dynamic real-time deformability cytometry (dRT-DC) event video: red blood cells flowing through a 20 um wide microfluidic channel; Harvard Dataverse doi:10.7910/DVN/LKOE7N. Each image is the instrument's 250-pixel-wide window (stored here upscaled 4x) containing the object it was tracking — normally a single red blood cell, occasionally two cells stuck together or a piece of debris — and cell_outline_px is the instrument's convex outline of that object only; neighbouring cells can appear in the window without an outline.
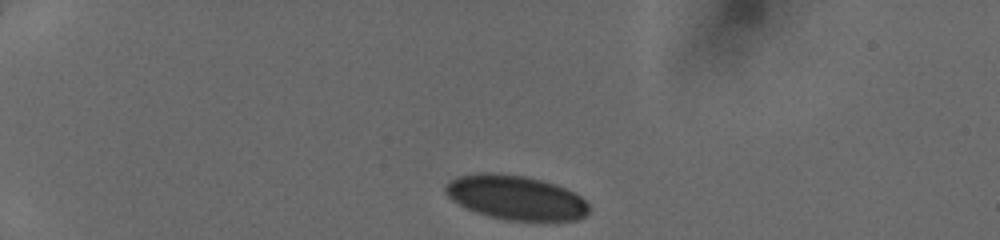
{"species": "human", "species_latin": "Homo sapiens", "temperature_condition": "cold", "stored_images_in_passage": 36, "camera_frame_rate_fps": 3000, "um_per_image_px": 0.085, "donor": {"sex": "female"}, "frame": {"image": 1, "passage_image": 1, "time_ms": 0.0, "image_size_px": [1000, 240], "cell_outline_px": [[588, 212], [580, 220], [508, 220], [488, 216], [476, 212], [452, 200], [444, 192], [444, 188], [448, 180], [460, 176], [484, 172], [492, 172], [524, 176], [556, 184], [580, 196], [588, 204]], "centroid_in_image_um": [43.82, 16.79], "position_along_channel_um": 41.2, "area_um2": 36.82}}
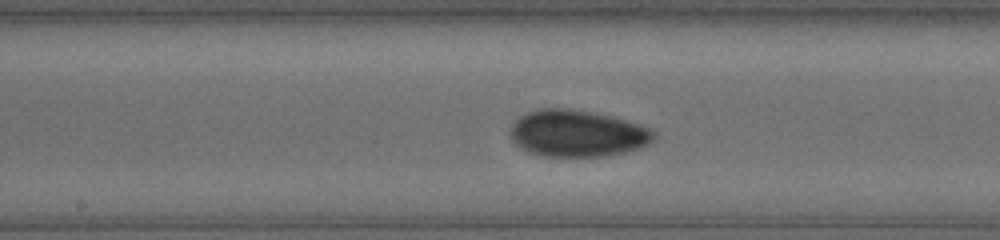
{"frame": {"image": 2, "passage_image": 17, "time_ms": 5.333, "image_size_px": [1000, 240], "cell_outline_px": [[656, 140], [640, 148], [624, 152], [604, 156], [540, 156], [528, 152], [516, 144], [512, 140], [508, 132], [512, 124], [520, 116], [528, 112], [540, 108], [568, 108], [592, 112], [612, 116], [628, 120], [652, 128], [656, 132]], "centroid_in_image_um": [49.1, 11.33], "position_along_channel_um": 199.1, "area_um2": 39.54}}
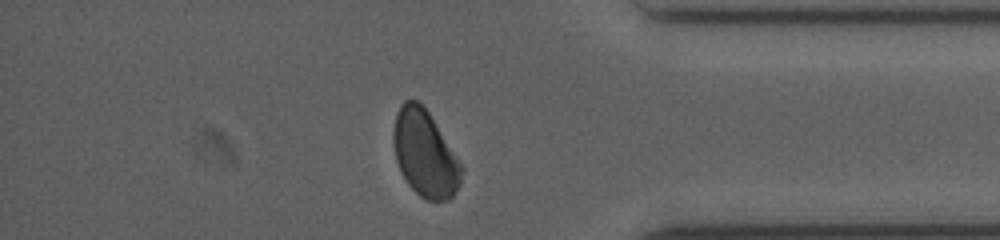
{"frame": {"image": 3, "passage_image": 32, "time_ms": 10.333, "image_size_px": [1000, 240], "cell_outline_px": [[464, 172], [460, 184], [456, 192], [448, 200], [424, 200], [408, 184], [396, 160], [392, 136], [392, 132], [396, 112], [400, 104], [404, 100], [416, 100], [428, 112], [464, 168]], "centroid_in_image_um": [36.11, 13.07], "position_along_channel_um": 399.1, "area_um2": 34.1}}